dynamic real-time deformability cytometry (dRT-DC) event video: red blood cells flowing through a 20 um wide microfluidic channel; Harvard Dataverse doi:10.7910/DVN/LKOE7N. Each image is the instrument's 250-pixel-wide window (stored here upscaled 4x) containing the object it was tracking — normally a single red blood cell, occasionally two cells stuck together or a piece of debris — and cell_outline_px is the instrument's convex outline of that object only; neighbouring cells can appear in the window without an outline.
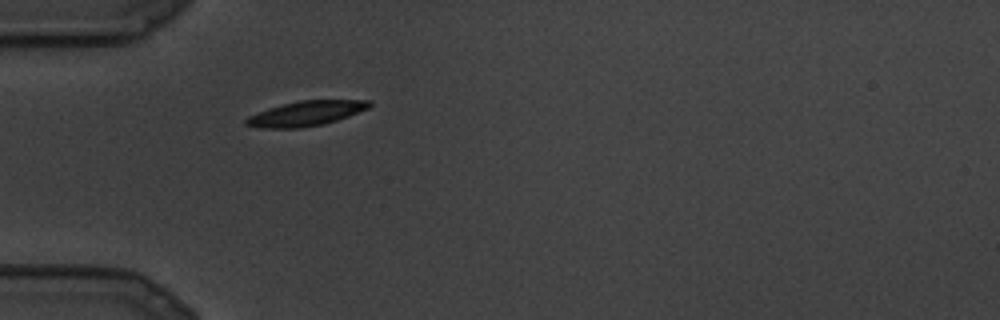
{"species": "common noctule bat (a hibernating species)", "species_latin": "Nyctalus noctula", "temperature_condition": "cold", "stored_images_in_passage": 1, "camera_frame_rate_fps": 3000, "um_per_image_px": 0.085, "animal": {"sex": "male", "body_mass_g": 19.5, "forearm_length_mm": 54.6}, "frame": {"image": 1, "passage_image": 1, "time_ms": 0.0, "image_size_px": [1000, 320], "cell_outline_px": [[372, 104], [368, 108], [348, 116], [324, 124], [300, 128], [256, 128], [244, 124], [244, 120], [248, 116], [268, 108], [300, 100], [372, 100]], "centroid_in_image_um": [25.98, 9.65], "position_along_channel_um": 59.0, "area_um2": 17.86}}